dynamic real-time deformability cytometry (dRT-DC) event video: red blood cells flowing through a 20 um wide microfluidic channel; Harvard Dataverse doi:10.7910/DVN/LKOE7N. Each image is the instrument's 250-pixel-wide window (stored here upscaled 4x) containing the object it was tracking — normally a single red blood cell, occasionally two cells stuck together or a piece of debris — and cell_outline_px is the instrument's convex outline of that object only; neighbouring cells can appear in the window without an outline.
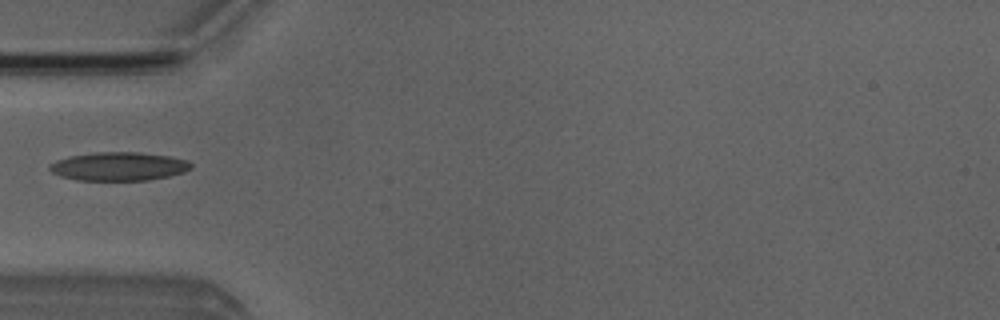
{"species": "Egyptian fruit bat (a non-hibernating species)", "species_latin": "Rousettus aegyptiacus", "temperature_condition": "room temperature", "stored_images_in_passage": 2, "camera_frame_rate_fps": 3000, "um_per_image_px": 0.085, "animal": {"sex": "male"}, "frame": {"image": 1, "passage_image": 1, "time_ms": 0.0, "image_size_px": [1000, 320], "cell_outline_px": [[192, 168], [184, 172], [168, 176], [148, 180], [76, 180], [60, 176], [52, 172], [48, 168], [48, 164], [56, 160], [68, 156], [96, 152], [140, 152], [168, 156], [188, 160], [192, 164]], "centroid_in_image_um": [10.07, 14.14], "position_along_channel_um": 74.9, "area_um2": 23.64}}